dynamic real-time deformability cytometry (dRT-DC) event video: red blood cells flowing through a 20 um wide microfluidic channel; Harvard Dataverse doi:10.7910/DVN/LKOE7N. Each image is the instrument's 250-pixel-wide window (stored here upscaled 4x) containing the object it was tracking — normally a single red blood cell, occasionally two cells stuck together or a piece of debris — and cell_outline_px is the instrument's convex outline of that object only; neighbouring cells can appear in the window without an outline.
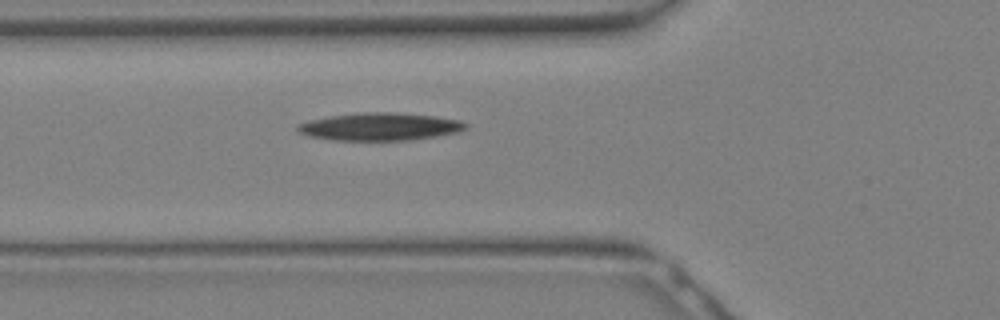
{"species": "Egyptian fruit bat (a non-hibernating species)", "species_latin": "Rousettus aegyptiacus", "temperature_condition": "warm", "stored_images_in_passage": 7, "camera_frame_rate_fps": 3000, "um_per_image_px": 0.085, "animal": {"sex": "female"}, "frame": {"image": 1, "passage_image": 3, "time_ms": 0.667, "image_size_px": [1000, 320], "cell_outline_px": [[468, 128], [460, 132], [412, 140], [332, 140], [308, 136], [300, 132], [296, 128], [300, 124], [308, 120], [328, 116], [360, 112], [396, 112], [436, 116], [460, 120], [468, 124]], "centroid_in_image_um": [32.33, 10.76], "position_along_channel_um": 93.5, "area_um2": 27.34}}
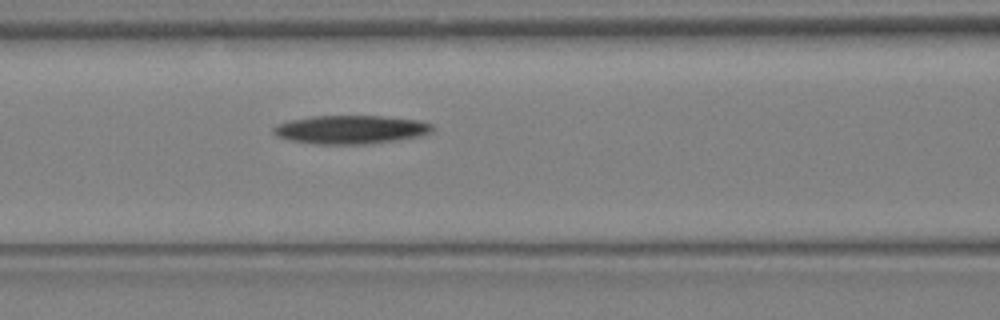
{"frame": {"image": 2, "passage_image": 5, "time_ms": 1.333, "image_size_px": [1000, 320], "cell_outline_px": [[436, 128], [432, 132], [424, 136], [400, 140], [368, 144], [312, 144], [288, 140], [276, 136], [272, 132], [272, 128], [276, 124], [292, 120], [312, 116], [384, 116], [420, 120], [432, 124]], "centroid_in_image_um": [29.86, 11.02], "position_along_channel_um": 136.7, "area_um2": 26.93}}
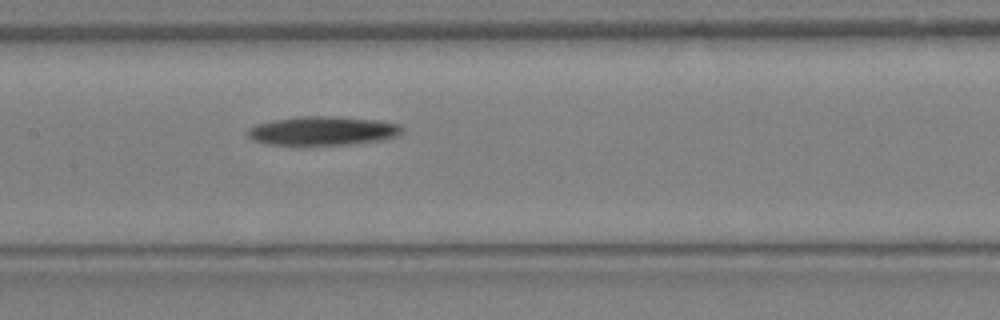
{"frame": {"image": 3, "passage_image": 7, "time_ms": 2.0, "image_size_px": [1000, 320], "cell_outline_px": [[404, 132], [396, 136], [380, 140], [348, 144], [268, 144], [252, 140], [248, 136], [248, 128], [256, 124], [272, 120], [296, 116], [336, 116], [376, 120], [400, 124], [404, 128]], "centroid_in_image_um": [27.43, 11.1], "position_along_channel_um": 180.0, "area_um2": 25.89}}